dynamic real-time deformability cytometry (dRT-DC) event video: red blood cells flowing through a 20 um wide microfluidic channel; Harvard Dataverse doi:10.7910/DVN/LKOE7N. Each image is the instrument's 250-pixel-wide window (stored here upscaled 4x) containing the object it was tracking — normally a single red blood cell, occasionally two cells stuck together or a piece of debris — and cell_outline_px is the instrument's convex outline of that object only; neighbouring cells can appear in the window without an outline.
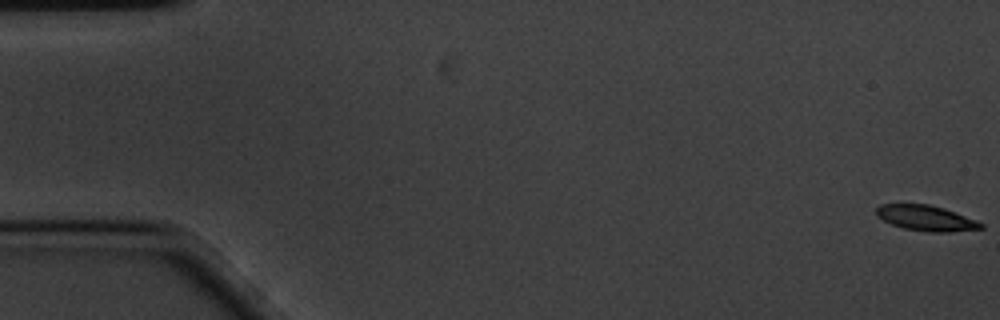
{"species": "common noctule bat (a hibernating species)", "species_latin": "Nyctalus noctula", "temperature_condition": "cold", "stored_images_in_passage": 60, "segment_of_instrument_passage": [1, 2], "camera_frame_rate_fps": 3000, "um_per_image_px": 0.085, "animal": {"sex": "male", "body_mass_g": 20.1, "forearm_length_mm": 53.5}, "frame": {"image": 1, "passage_image": 1, "time_ms": 0.0, "image_size_px": [1000, 320], "cell_outline_px": [[984, 228], [952, 232], [928, 232], [904, 228], [892, 224], [876, 216], [876, 208], [880, 204], [928, 204], [944, 208], [976, 220], [984, 224]], "centroid_in_image_um": [78.72, 18.54], "position_along_channel_um": 6.3, "area_um2": 15.49}}
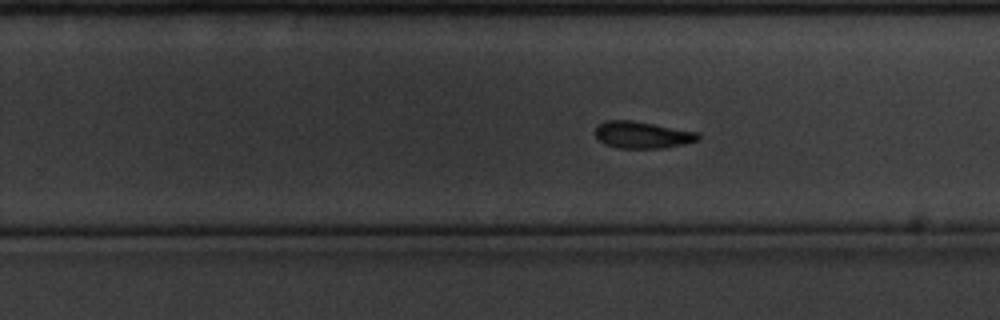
{"frame": {"image": 2, "passage_image": 37, "time_ms": 12.0, "image_size_px": [1000, 320], "cell_outline_px": [[700, 140], [684, 144], [660, 148], [616, 148], [604, 144], [596, 136], [596, 124], [604, 120], [632, 120], [700, 132]], "centroid_in_image_um": [54.6, 11.45], "position_along_channel_um": 275.2, "area_um2": 16.3}}
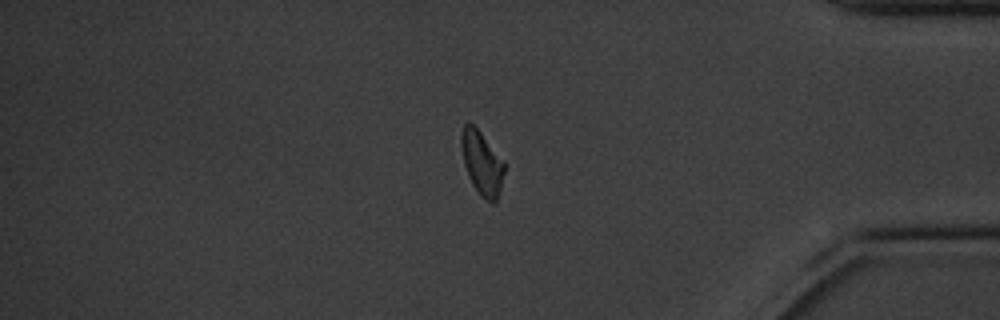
{"frame": {"image": 3, "passage_image": 50, "time_ms": 16.333, "image_size_px": [1000, 320], "cell_outline_px": [[504, 172], [500, 188], [496, 200], [484, 200], [480, 196], [472, 184], [468, 176], [464, 164], [460, 148], [460, 132], [464, 124], [472, 124], [480, 132], [504, 160]], "centroid_in_image_um": [40.92, 13.83], "position_along_channel_um": 394.3, "area_um2": 15.9}}